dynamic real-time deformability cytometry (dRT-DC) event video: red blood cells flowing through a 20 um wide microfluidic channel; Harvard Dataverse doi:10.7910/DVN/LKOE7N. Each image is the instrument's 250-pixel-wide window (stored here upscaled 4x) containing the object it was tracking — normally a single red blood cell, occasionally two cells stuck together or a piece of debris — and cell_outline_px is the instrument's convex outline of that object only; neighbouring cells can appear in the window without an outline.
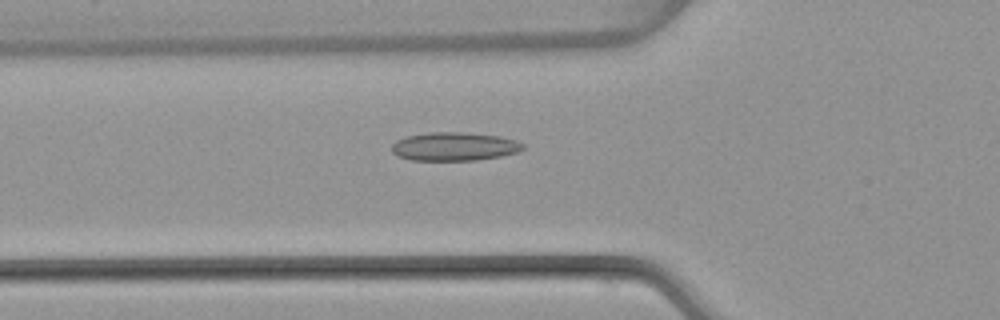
{"species": "common noctule bat (a hibernating species)", "species_latin": "Nyctalus noctula", "temperature_condition": "warm", "stored_images_in_passage": 45, "camera_frame_rate_fps": 3000, "um_per_image_px": 0.085, "animal": {"sex": "female", "body_mass_g": 22.7, "forearm_length_mm": 54.2}, "frame": {"image": 1, "passage_image": 12, "time_ms": 3.667, "image_size_px": [1000, 320], "cell_outline_px": [[524, 148], [516, 152], [500, 156], [476, 160], [412, 160], [400, 156], [392, 152], [392, 144], [396, 140], [404, 136], [428, 132], [460, 132], [500, 136], [516, 140], [524, 144]], "centroid_in_image_um": [38.6, 12.44], "position_along_channel_um": 87.2, "area_um2": 21.73}}
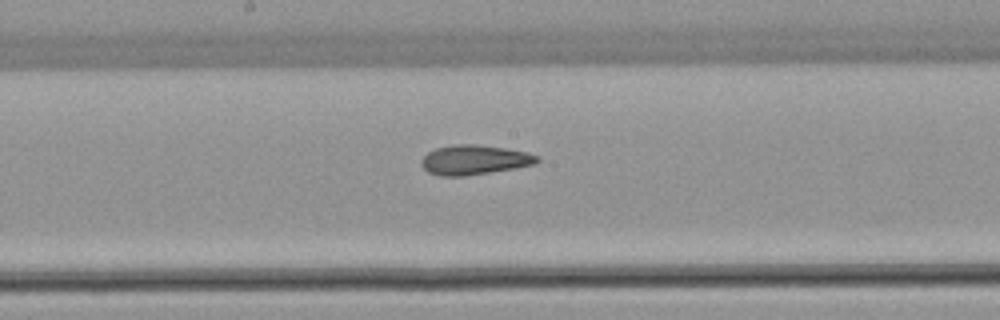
{"frame": {"image": 2, "passage_image": 21, "time_ms": 6.667, "image_size_px": [1000, 320], "cell_outline_px": [[540, 160], [536, 164], [516, 168], [464, 176], [440, 176], [428, 172], [420, 164], [420, 160], [428, 152], [436, 148], [452, 144], [476, 144], [504, 148], [528, 152], [540, 156]], "centroid_in_image_um": [40.33, 13.58], "position_along_channel_um": 207.9, "area_um2": 20.17}}
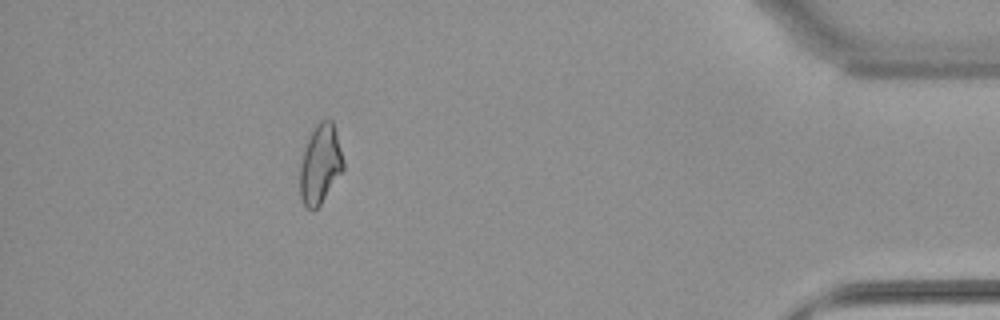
{"frame": {"image": 3, "passage_image": 40, "time_ms": 13.0, "image_size_px": [1000, 320], "cell_outline_px": [[344, 168], [320, 204], [312, 212], [304, 204], [300, 196], [300, 164], [304, 148], [316, 124], [320, 120], [332, 120], [336, 132], [344, 160]], "centroid_in_image_um": [27.21, 13.95], "position_along_channel_um": 408.0, "area_um2": 19.77}, "authors_computed_cell_mechanics": {"area_um2": 20.23, "velocity_mm_per_s": 4.0051, "shape_relaxation_time_tau1_ms": null, "shape_relaxation_time_tau2_ms": 3.5206, "deformation_change_tau1": null, "deformation_change_tau2": 0.0838}}